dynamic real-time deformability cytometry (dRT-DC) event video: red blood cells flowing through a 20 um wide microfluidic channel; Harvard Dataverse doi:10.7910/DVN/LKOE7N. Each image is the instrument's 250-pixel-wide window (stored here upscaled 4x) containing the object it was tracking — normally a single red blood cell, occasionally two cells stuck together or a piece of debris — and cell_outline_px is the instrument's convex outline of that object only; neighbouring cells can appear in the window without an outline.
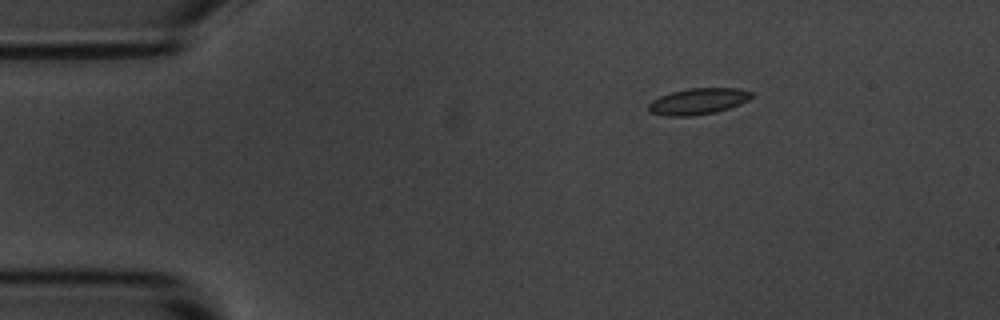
{"species": "common noctule bat (a hibernating species)", "species_latin": "Nyctalus noctula", "temperature_condition": "room temperature", "stored_images_in_passage": 4, "camera_frame_rate_fps": 3000, "um_per_image_px": 0.085, "animal": {"sex": "male", "body_mass_g": 20.1, "forearm_length_mm": 53.5}, "frame": {"image": 1, "passage_image": 2, "time_ms": 2.0, "image_size_px": [1000, 320], "cell_outline_px": [[752, 96], [748, 100], [740, 104], [716, 112], [692, 116], [668, 116], [648, 112], [648, 104], [652, 100], [660, 96], [672, 92], [688, 88], [736, 88], [752, 92]], "centroid_in_image_um": [59.31, 8.61], "position_along_channel_um": 25.7, "area_um2": 15.72}}